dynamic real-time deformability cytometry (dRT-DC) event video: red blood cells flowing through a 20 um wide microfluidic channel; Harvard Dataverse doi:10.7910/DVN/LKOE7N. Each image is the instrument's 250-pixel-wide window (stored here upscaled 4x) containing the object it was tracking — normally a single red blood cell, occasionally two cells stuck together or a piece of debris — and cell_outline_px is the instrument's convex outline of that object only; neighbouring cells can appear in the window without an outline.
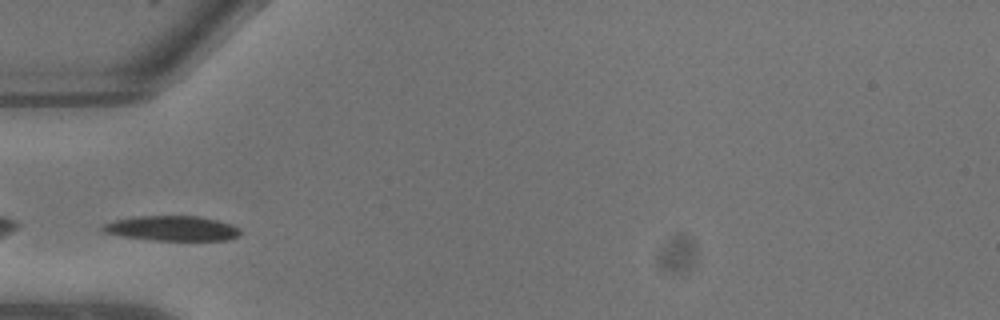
{"species": "common noctule bat (a hibernating species)", "species_latin": "Nyctalus noctula", "temperature_condition": "warm", "stored_images_in_passage": 4, "camera_frame_rate_fps": 3000, "um_per_image_px": 0.085, "animal": {"sex": "male", "body_mass_g": 13.3}, "frame": {"image": 1, "passage_image": 3, "time_ms": 0.667, "image_size_px": [1000, 320], "cell_outline_px": [[240, 236], [228, 240], [152, 240], [124, 236], [104, 232], [100, 228], [100, 224], [112, 220], [136, 216], [200, 216], [216, 220], [240, 228]], "centroid_in_image_um": [14.58, 19.4], "position_along_channel_um": 70.4, "area_um2": 20.06}}